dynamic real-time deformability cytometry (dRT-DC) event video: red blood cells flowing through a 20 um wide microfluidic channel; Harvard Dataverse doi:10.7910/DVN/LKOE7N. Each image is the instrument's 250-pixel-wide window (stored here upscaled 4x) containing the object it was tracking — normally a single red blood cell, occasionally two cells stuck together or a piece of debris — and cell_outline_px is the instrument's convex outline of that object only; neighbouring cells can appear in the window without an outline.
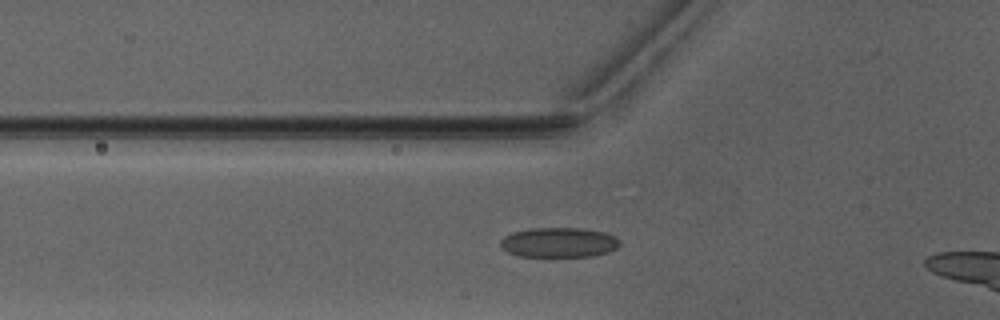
{"species": "Egyptian fruit bat (a non-hibernating species)", "species_latin": "Rousettus aegyptiacus", "temperature_condition": "warm", "stored_images_in_passage": 33, "camera_frame_rate_fps": 3000, "um_per_image_px": 0.085, "animal": {"sex": "male"}, "frame": {"image": 1, "passage_image": 7, "time_ms": 2.0, "image_size_px": [1000, 320], "cell_outline_px": [[620, 244], [616, 248], [608, 252], [592, 256], [548, 260], [520, 256], [508, 252], [500, 244], [500, 240], [504, 236], [512, 232], [528, 228], [584, 228], [604, 232], [620, 240]], "centroid_in_image_um": [47.47, 20.66], "position_along_channel_um": 78.3, "area_um2": 21.73}}
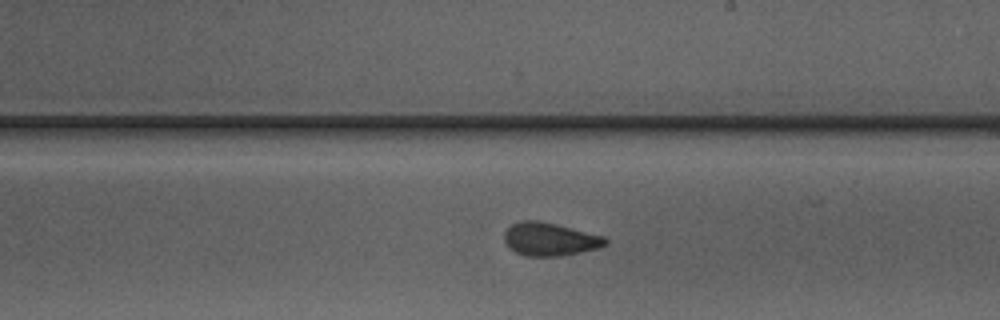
{"frame": {"image": 2, "passage_image": 19, "time_ms": 6.0, "image_size_px": [1000, 320], "cell_outline_px": [[608, 244], [600, 248], [560, 256], [528, 256], [516, 252], [504, 240], [504, 232], [512, 224], [520, 220], [536, 220], [556, 224], [604, 236], [608, 240]], "centroid_in_image_um": [46.77, 20.33], "position_along_channel_um": 242.2, "area_um2": 19.42}}
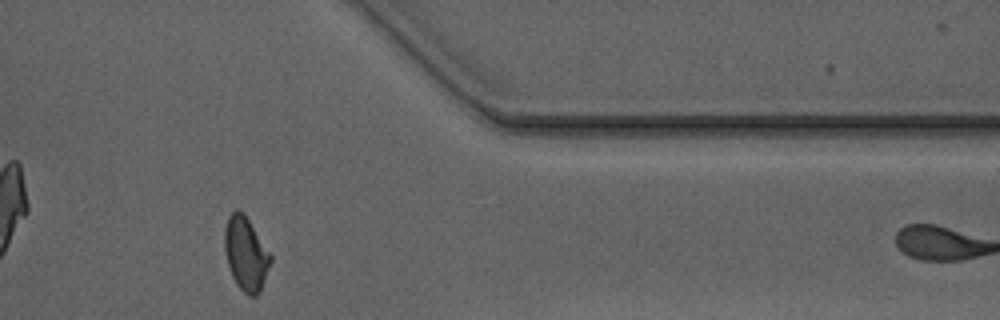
{"frame": {"image": 3, "passage_image": 31, "time_ms": 10.0, "image_size_px": [1000, 320], "cell_outline_px": [[272, 260], [260, 292], [256, 296], [248, 296], [236, 284], [232, 276], [228, 264], [224, 248], [224, 232], [228, 216], [236, 208], [244, 212], [272, 256]], "centroid_in_image_um": [20.9, 21.56], "position_along_channel_um": 390.5, "area_um2": 19.77}}